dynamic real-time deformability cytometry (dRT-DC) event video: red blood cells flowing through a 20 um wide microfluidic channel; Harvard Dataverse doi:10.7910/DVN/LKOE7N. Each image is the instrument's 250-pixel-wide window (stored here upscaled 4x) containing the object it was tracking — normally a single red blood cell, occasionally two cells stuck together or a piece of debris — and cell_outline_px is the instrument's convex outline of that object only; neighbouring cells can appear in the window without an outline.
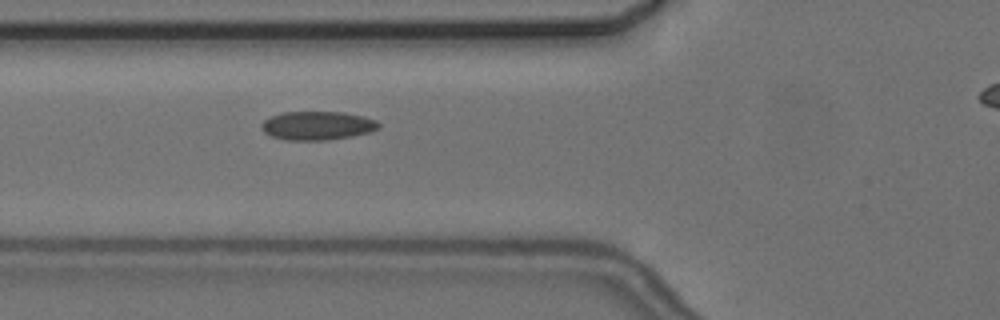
{"species": "common noctule bat (a hibernating species)", "species_latin": "Nyctalus noctula", "temperature_condition": "cold", "stored_images_in_passage": 4, "segment_of_instrument_passage": [1, 2], "camera_frame_rate_fps": 3000, "um_per_image_px": 0.085, "animal": {"sex": "female", "body_mass_g": 24.6, "forearm_length_mm": 56.2}, "frame": {"image": 1, "passage_image": 3, "time_ms": 2.333, "image_size_px": [1000, 320], "cell_outline_px": [[380, 128], [372, 132], [352, 136], [328, 140], [284, 140], [272, 136], [264, 132], [260, 128], [260, 124], [264, 120], [272, 116], [284, 112], [344, 112], [364, 116], [376, 120], [380, 124]], "centroid_in_image_um": [27.0, 10.68], "position_along_channel_um": 98.8, "area_um2": 19.77}}